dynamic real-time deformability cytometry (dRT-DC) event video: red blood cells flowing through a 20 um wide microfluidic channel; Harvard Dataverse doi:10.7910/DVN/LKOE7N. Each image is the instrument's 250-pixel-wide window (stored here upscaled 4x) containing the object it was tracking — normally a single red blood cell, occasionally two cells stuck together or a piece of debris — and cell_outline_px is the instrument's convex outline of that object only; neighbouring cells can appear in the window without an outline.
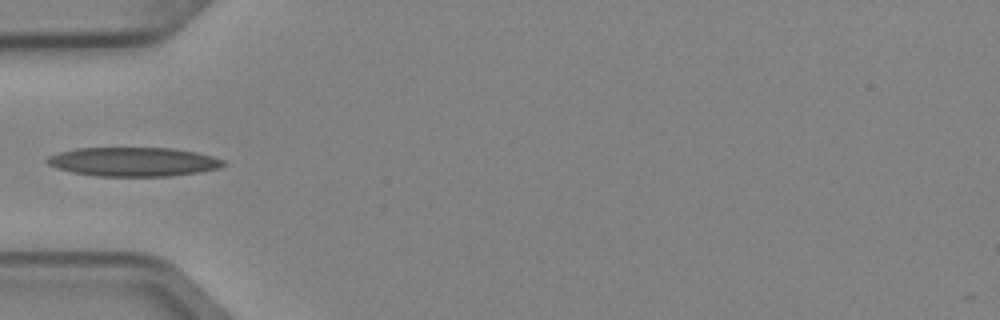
{"species": "Egyptian fruit bat (a non-hibernating species)", "species_latin": "Rousettus aegyptiacus", "temperature_condition": "cold", "stored_images_in_passage": 6, "camera_frame_rate_fps": 3000, "um_per_image_px": 0.085, "animal": {"sex": "female"}, "frame": {"image": 1, "passage_image": 5, "time_ms": 1.333, "image_size_px": [1000, 320], "cell_outline_px": [[228, 164], [220, 168], [200, 172], [172, 176], [96, 176], [72, 172], [56, 168], [48, 164], [44, 160], [48, 156], [60, 152], [76, 148], [172, 148], [196, 152], [212, 156], [224, 160]], "centroid_in_image_um": [11.36, 13.75], "position_along_channel_um": 73.6, "area_um2": 30.0}}
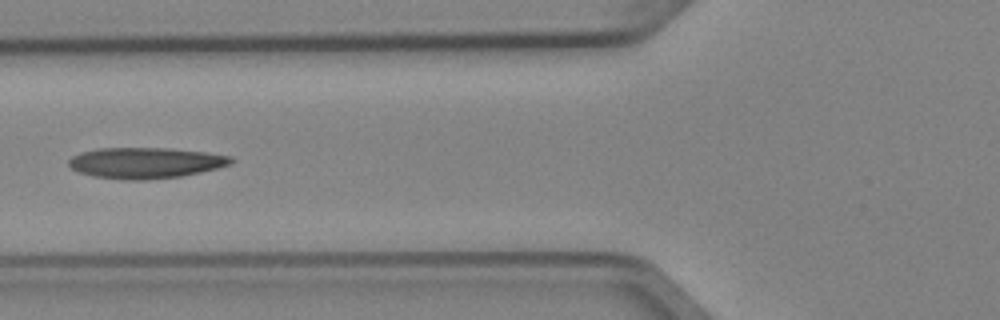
{"frame": {"image": 2, "passage_image": 6, "time_ms": 1.667, "image_size_px": [1000, 320], "cell_outline_px": [[236, 160], [232, 164], [200, 172], [180, 176], [148, 180], [124, 180], [92, 176], [76, 172], [68, 164], [68, 160], [72, 156], [80, 152], [100, 148], [172, 148], [204, 152], [232, 156]], "centroid_in_image_um": [12.35, 13.84], "position_along_channel_um": 113.4, "area_um2": 29.48}}